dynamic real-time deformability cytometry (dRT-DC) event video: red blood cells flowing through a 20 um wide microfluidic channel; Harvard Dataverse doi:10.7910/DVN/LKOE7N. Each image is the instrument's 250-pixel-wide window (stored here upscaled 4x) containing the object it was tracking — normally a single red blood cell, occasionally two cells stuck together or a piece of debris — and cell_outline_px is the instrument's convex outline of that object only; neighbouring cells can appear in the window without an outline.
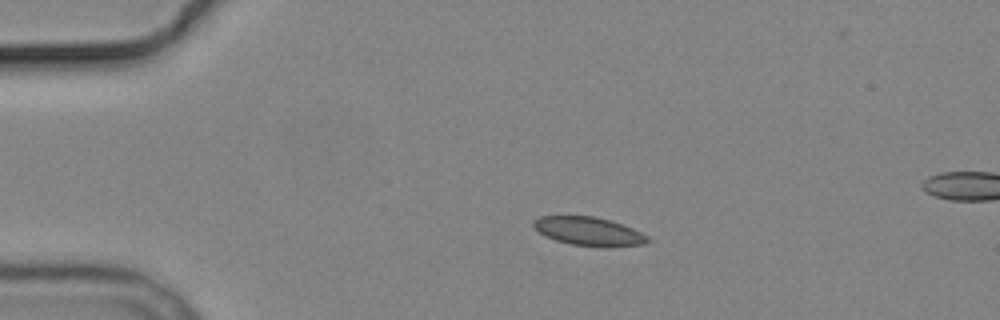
{"species": "common noctule bat (a hibernating species)", "species_latin": "Nyctalus noctula", "temperature_condition": "cold", "stored_images_in_passage": 4, "camera_frame_rate_fps": 3000, "um_per_image_px": 0.085, "animal": {"sex": "male", "body_mass_g": 19.2, "forearm_length_mm": 51.8}, "frame": {"image": 1, "passage_image": 2, "time_ms": 1.0, "image_size_px": [1000, 320], "cell_outline_px": [[652, 240], [644, 244], [572, 244], [556, 240], [544, 236], [532, 224], [532, 220], [540, 216], [592, 216], [608, 220], [632, 228], [648, 236]], "centroid_in_image_um": [49.96, 19.61], "position_along_channel_um": 35.0, "area_um2": 17.98}}